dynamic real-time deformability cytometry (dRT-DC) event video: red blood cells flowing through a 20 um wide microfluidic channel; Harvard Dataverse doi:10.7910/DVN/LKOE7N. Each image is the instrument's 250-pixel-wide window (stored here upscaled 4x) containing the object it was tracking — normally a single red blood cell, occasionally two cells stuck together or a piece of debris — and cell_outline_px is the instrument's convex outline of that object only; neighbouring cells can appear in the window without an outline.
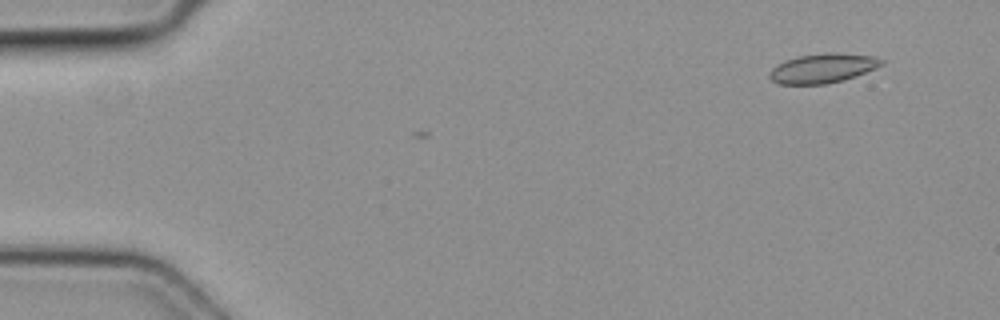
{"species": "common noctule bat (a hibernating species)", "species_latin": "Nyctalus noctula", "temperature_condition": "cold", "stored_images_in_passage": 5, "camera_frame_rate_fps": 3000, "um_per_image_px": 0.085, "animal": {"sex": "female", "body_mass_g": 19.3, "forearm_length_mm": 54.1}, "frame": {"image": 1, "passage_image": 1, "time_ms": 0.0, "image_size_px": [1000, 320], "cell_outline_px": [[884, 64], [876, 68], [856, 76], [844, 80], [828, 84], [780, 84], [772, 80], [768, 76], [772, 68], [776, 64], [784, 60], [800, 56], [824, 52], [832, 52], [876, 56], [884, 60]], "centroid_in_image_um": [69.95, 5.79], "position_along_channel_um": 15.0, "area_um2": 19.42}}